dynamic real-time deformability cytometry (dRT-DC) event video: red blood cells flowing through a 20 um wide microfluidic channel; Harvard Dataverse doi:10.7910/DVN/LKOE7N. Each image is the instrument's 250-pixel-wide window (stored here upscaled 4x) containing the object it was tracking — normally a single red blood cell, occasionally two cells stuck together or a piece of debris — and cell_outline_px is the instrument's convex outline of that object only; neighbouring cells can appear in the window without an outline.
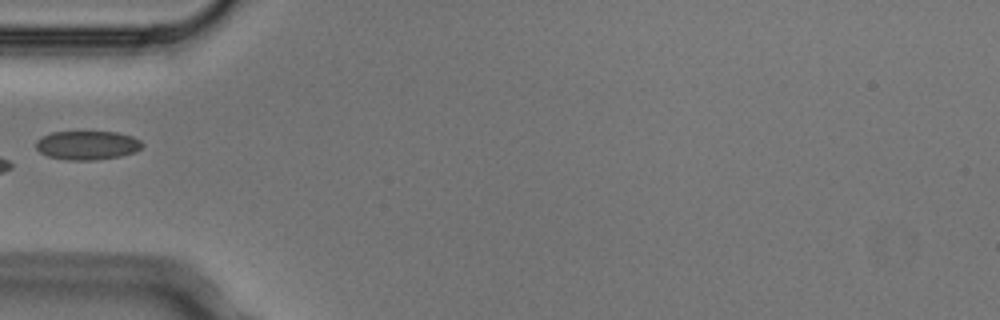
{"species": "Egyptian fruit bat (a non-hibernating species)", "species_latin": "Rousettus aegyptiacus", "temperature_condition": "cold", "stored_images_in_passage": 4, "camera_frame_rate_fps": 3000, "um_per_image_px": 0.085, "animal": {"sex": "male"}, "frame": {"image": 1, "passage_image": 4, "time_ms": 1.0, "image_size_px": [1000, 320], "cell_outline_px": [[144, 144], [136, 152], [120, 156], [92, 160], [68, 160], [48, 156], [40, 152], [36, 148], [36, 140], [40, 136], [52, 132], [116, 132], [132, 136], [140, 140]], "centroid_in_image_um": [7.41, 12.34], "position_along_channel_um": 77.6, "area_um2": 17.92}}